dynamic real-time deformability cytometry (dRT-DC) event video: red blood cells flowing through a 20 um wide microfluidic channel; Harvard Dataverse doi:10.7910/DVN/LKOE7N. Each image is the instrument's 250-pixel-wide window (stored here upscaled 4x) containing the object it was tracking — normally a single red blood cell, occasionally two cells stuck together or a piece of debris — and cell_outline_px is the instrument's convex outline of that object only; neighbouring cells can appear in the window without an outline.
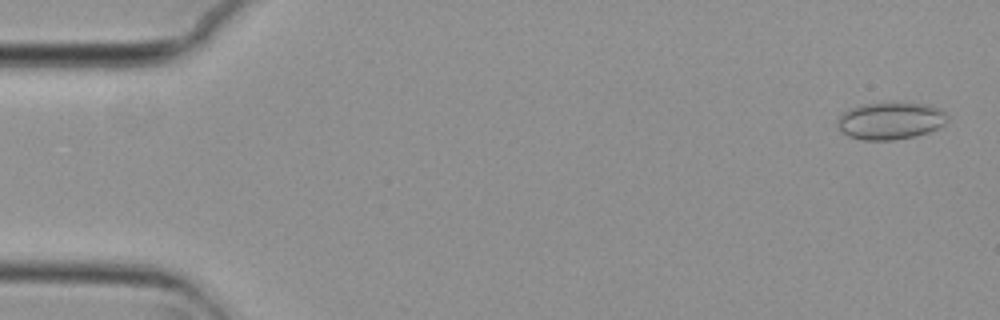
{"species": "common noctule bat (a hibernating species)", "species_latin": "Nyctalus noctula", "temperature_condition": "cold", "stored_images_in_passage": 55, "camera_frame_rate_fps": 3000, "um_per_image_px": 0.085, "animal": {"sex": "female", "body_mass_g": 29.2, "forearm_length_mm": 56.3}, "frame": {"image": 1, "passage_image": 2, "time_ms": 0.333, "image_size_px": [1000, 320], "cell_outline_px": [[948, 120], [944, 124], [928, 132], [912, 136], [892, 140], [860, 140], [848, 136], [840, 132], [836, 128], [836, 120], [848, 108], [860, 104], [896, 100], [928, 104], [940, 108], [948, 116]], "centroid_in_image_um": [75.64, 10.22], "position_along_channel_um": 9.4, "area_um2": 24.74}}
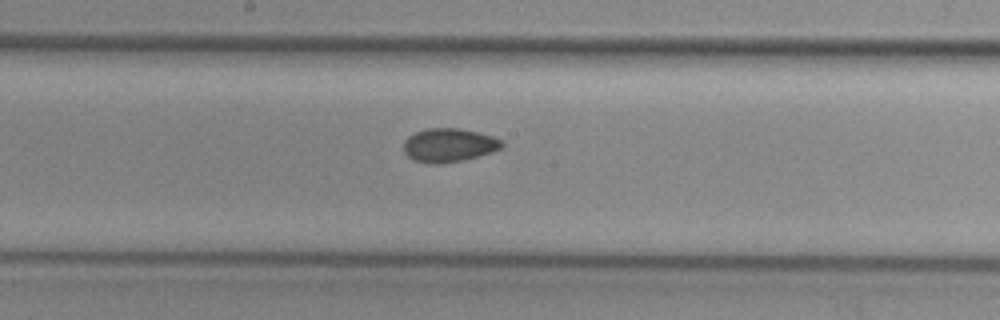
{"frame": {"image": 2, "passage_image": 29, "time_ms": 9.333, "image_size_px": [1000, 320], "cell_outline_px": [[504, 144], [500, 148], [492, 152], [464, 160], [436, 164], [432, 164], [416, 160], [408, 156], [404, 152], [404, 140], [408, 136], [424, 128], [460, 128], [492, 136], [504, 140]], "centroid_in_image_um": [38.16, 12.33], "position_along_channel_um": 210.0, "area_um2": 19.25}}
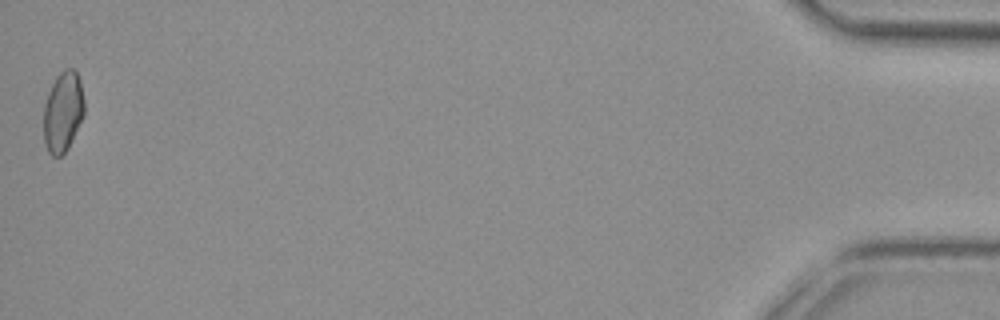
{"frame": {"image": 3, "passage_image": 55, "time_ms": 18.0, "image_size_px": [1000, 320], "cell_outline_px": [[84, 116], [68, 148], [60, 156], [52, 156], [48, 152], [44, 140], [44, 104], [48, 92], [56, 76], [64, 68], [72, 68], [76, 72], [80, 80], [84, 100]], "centroid_in_image_um": [5.35, 9.49], "position_along_channel_um": 429.8, "area_um2": 19.13}, "authors_computed_cell_mechanics": {"area_um2": 19.2474, "velocity_mm_per_s": 3.7246, "shape_relaxation_time_tau1_ms": null, "shape_relaxation_time_tau2_ms": 2.9502, "deformation_change_tau1": null, "deformation_change_tau2": 0.0699}}